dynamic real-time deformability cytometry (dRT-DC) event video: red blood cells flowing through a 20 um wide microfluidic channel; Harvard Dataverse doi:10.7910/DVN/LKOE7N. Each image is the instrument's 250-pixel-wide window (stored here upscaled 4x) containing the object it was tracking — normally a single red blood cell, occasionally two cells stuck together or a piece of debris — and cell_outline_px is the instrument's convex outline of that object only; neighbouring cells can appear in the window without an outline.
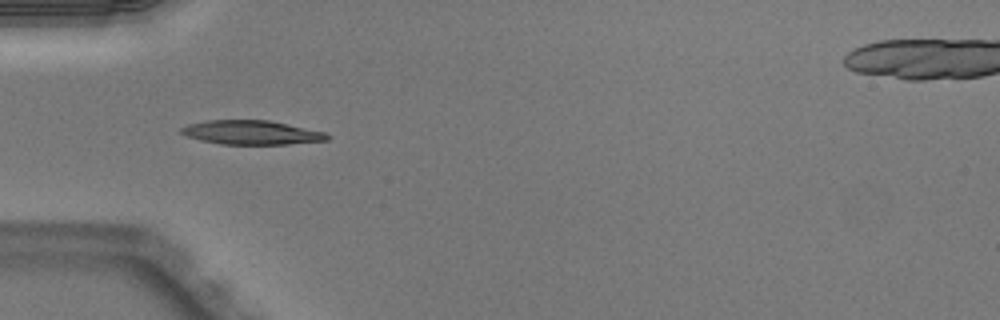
{"species": "Egyptian fruit bat (a non-hibernating species)", "species_latin": "Rousettus aegyptiacus", "temperature_condition": "warm", "stored_images_in_passage": 35, "camera_frame_rate_fps": 3000, "um_per_image_px": 0.085, "animal": {"sex": "male"}, "frame": {"image": 1, "passage_image": 1, "time_ms": 0.0, "image_size_px": [1000, 320], "cell_outline_px": [[332, 136], [328, 140], [288, 144], [220, 144], [200, 140], [188, 136], [180, 132], [180, 128], [188, 124], [208, 120], [268, 120], [288, 124], [324, 132]], "centroid_in_image_um": [21.38, 11.26], "position_along_channel_um": 63.6, "area_um2": 20.4}}
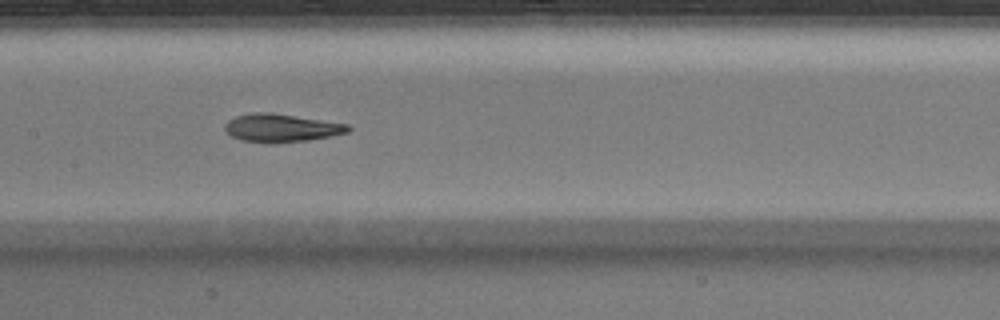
{"frame": {"image": 2, "passage_image": 10, "time_ms": 3.0, "image_size_px": [1000, 320], "cell_outline_px": [[352, 128], [348, 132], [332, 136], [308, 140], [268, 144], [240, 140], [232, 136], [224, 128], [224, 124], [228, 120], [236, 116], [252, 112], [272, 112], [348, 124]], "centroid_in_image_um": [23.9, 10.88], "position_along_channel_um": 183.5, "area_um2": 20.4}}
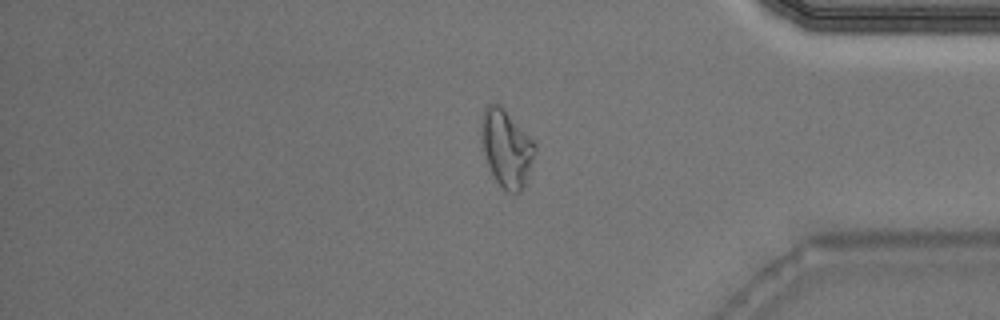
{"frame": {"image": 3, "passage_image": 27, "time_ms": 8.667, "image_size_px": [1000, 320], "cell_outline_px": [[536, 152], [524, 184], [520, 192], [508, 192], [496, 180], [488, 164], [484, 152], [480, 136], [480, 116], [484, 108], [488, 104], [500, 104], [504, 108], [536, 144]], "centroid_in_image_um": [43.02, 12.54], "position_along_channel_um": 392.2, "area_um2": 23.93}, "authors_computed_cell_mechanics": {"area_um2": 20.6924, "velocity_mm_per_s": 4.0283, "shape_relaxation_time_tau1_ms": 6.9355, "shape_relaxation_time_tau2_ms": 3.0047, "deformation_change_tau1": 0.2496, "deformation_change_tau2": 0.087}}